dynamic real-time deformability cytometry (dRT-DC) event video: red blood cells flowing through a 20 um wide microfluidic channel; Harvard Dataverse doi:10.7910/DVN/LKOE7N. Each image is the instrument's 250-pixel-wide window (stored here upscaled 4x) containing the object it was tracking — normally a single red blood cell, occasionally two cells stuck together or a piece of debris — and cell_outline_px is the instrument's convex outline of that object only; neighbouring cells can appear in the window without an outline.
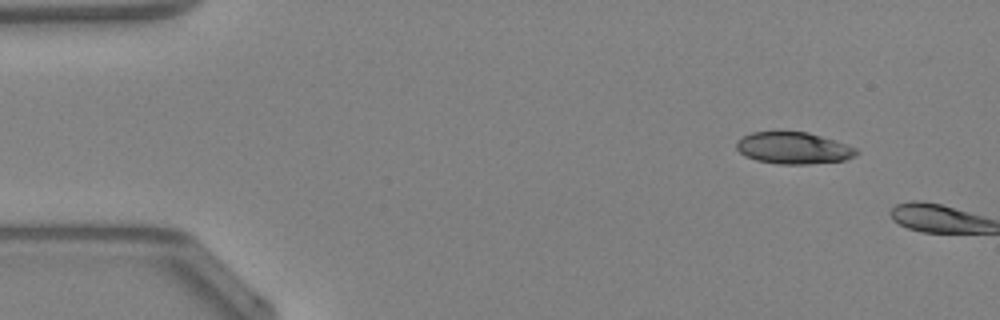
{"species": "Egyptian fruit bat (a non-hibernating species)", "species_latin": "Rousettus aegyptiacus", "temperature_condition": "warm", "stored_images_in_passage": 2, "camera_frame_rate_fps": 3000, "um_per_image_px": 0.085, "animal": {"sex": "female"}, "frame": {"image": 1, "passage_image": 1, "time_ms": 0.0, "image_size_px": [1000, 320], "cell_outline_px": [[860, 152], [856, 156], [844, 160], [808, 164], [776, 164], [756, 160], [740, 152], [736, 148], [736, 140], [752, 132], [780, 128], [808, 132], [856, 148]], "centroid_in_image_um": [67.39, 12.54], "position_along_channel_um": 17.6, "area_um2": 22.77}}